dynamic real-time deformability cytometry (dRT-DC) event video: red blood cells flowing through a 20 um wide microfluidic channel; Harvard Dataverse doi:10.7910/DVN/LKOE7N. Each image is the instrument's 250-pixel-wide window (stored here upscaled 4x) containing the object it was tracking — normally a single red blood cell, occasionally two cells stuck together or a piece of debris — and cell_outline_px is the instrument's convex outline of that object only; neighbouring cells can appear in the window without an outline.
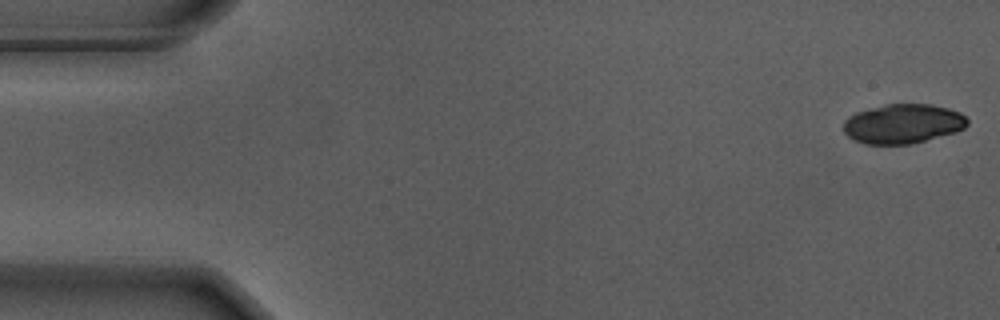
{"species": "Egyptian fruit bat (a non-hibernating species)", "species_latin": "Rousettus aegyptiacus", "temperature_condition": "warm", "stored_images_in_passage": 55, "camera_frame_rate_fps": 3000, "um_per_image_px": 0.085, "animal": {"sex": "male"}, "frame": {"image": 1, "passage_image": 1, "time_ms": 0.0, "image_size_px": [1000, 320], "cell_outline_px": [[968, 124], [964, 128], [956, 132], [912, 144], [864, 144], [852, 140], [844, 132], [844, 120], [848, 116], [856, 112], [868, 108], [884, 104], [932, 104], [948, 108], [960, 112], [968, 120]], "centroid_in_image_um": [76.73, 10.52], "position_along_channel_um": 8.3, "area_um2": 28.78}}
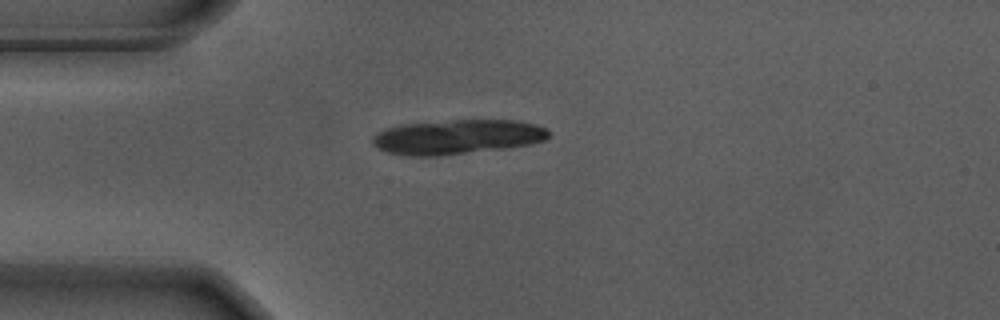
{"frame": {"image": 2, "passage_image": 14, "time_ms": 4.333, "image_size_px": [1000, 320], "cell_outline_px": [[548, 136], [544, 140], [528, 144], [500, 148], [440, 156], [408, 156], [388, 152], [376, 148], [372, 144], [372, 136], [376, 132], [384, 128], [400, 124], [452, 120], [520, 120], [536, 124], [548, 128]], "centroid_in_image_um": [38.79, 11.62], "position_along_channel_um": 46.2, "area_um2": 35.6}}
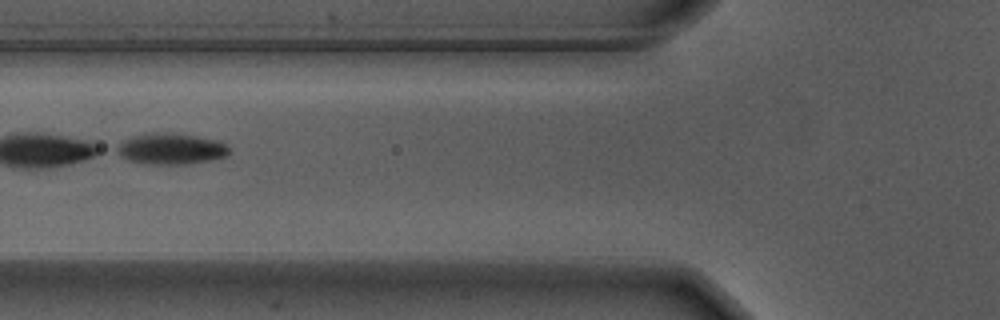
{"frame": {"image": 3, "passage_image": 21, "time_ms": 6.667, "image_size_px": [1000, 320], "cell_outline_px": [[228, 156], [212, 160], [184, 164], [148, 164], [128, 160], [120, 156], [112, 148], [124, 140], [132, 136], [148, 132], [172, 132], [220, 140], [228, 148]], "centroid_in_image_um": [14.48, 12.63], "position_along_channel_um": 111.3, "area_um2": 20.69}}